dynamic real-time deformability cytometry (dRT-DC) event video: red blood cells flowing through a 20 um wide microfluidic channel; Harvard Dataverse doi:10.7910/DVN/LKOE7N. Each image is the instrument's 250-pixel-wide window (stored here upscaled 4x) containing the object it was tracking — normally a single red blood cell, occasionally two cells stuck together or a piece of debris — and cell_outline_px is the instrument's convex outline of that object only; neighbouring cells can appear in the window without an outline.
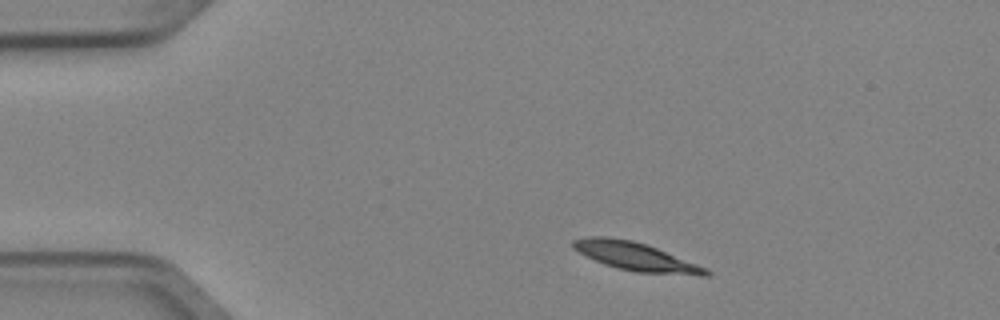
{"species": "Egyptian fruit bat (a non-hibernating species)", "species_latin": "Rousettus aegyptiacus", "temperature_condition": "cold", "stored_images_in_passage": 5, "camera_frame_rate_fps": 3000, "um_per_image_px": 0.085, "animal": {"sex": "female"}, "frame": {"image": 1, "passage_image": 1, "time_ms": 0.0, "image_size_px": [1000, 320], "cell_outline_px": [[712, 272], [708, 276], [700, 276], [636, 272], [616, 268], [604, 264], [572, 248], [572, 240], [588, 236], [608, 236], [632, 240], [656, 248], [708, 268]], "centroid_in_image_um": [54.07, 21.81], "position_along_channel_um": 30.9, "area_um2": 21.91}}
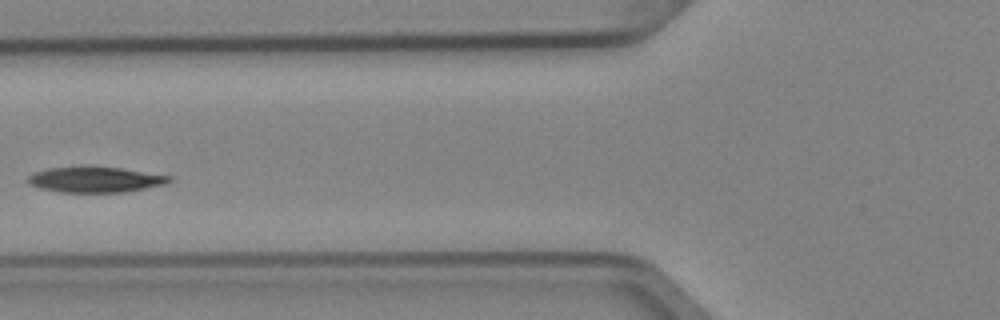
{"frame": {"image": 2, "passage_image": 4, "time_ms": 1.0, "image_size_px": [1000, 320], "cell_outline_px": [[172, 180], [168, 184], [124, 192], [60, 192], [40, 188], [28, 184], [28, 176], [32, 172], [48, 168], [80, 164], [92, 164], [120, 168], [172, 176]], "centroid_in_image_um": [8.07, 15.22], "position_along_channel_um": 117.7, "area_um2": 21.91}}
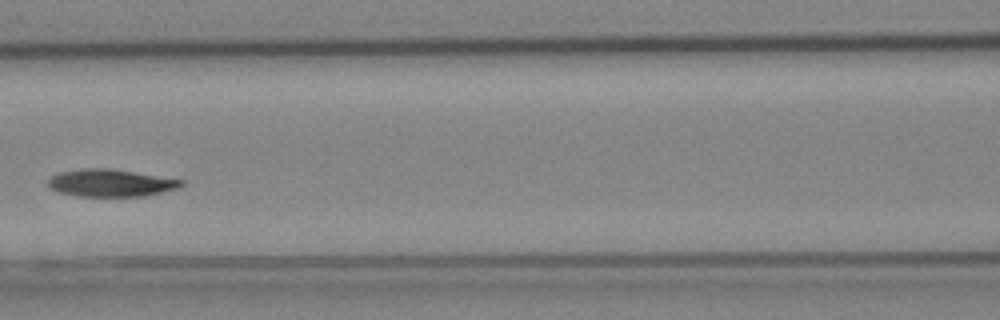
{"frame": {"image": 3, "passage_image": 5, "time_ms": 1.333, "image_size_px": [1000, 320], "cell_outline_px": [[184, 184], [180, 188], [144, 196], [80, 196], [60, 192], [52, 188], [48, 184], [48, 180], [52, 176], [60, 172], [80, 168], [112, 168], [184, 180]], "centroid_in_image_um": [9.45, 15.54], "position_along_channel_um": 157.1, "area_um2": 21.21}}